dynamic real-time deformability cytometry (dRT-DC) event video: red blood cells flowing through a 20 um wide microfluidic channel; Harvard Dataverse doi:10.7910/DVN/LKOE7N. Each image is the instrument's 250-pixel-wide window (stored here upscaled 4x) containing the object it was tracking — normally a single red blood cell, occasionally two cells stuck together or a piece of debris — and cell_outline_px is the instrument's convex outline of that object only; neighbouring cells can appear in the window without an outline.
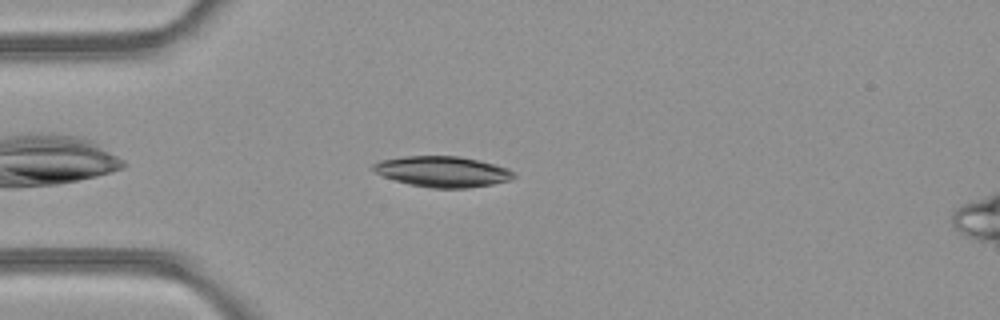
{"species": "common noctule bat (a hibernating species)", "species_latin": "Nyctalus noctula", "temperature_condition": "room temperature", "stored_images_in_passage": 40, "camera_frame_rate_fps": 3000, "um_per_image_px": 0.085, "animal": {"sex": "female", "body_mass_g": 21.9}, "frame": {"image": 1, "passage_image": 5, "time_ms": 1.333, "image_size_px": [1000, 320], "cell_outline_px": [[516, 176], [508, 180], [492, 184], [468, 188], [432, 188], [408, 184], [384, 176], [376, 172], [372, 168], [372, 164], [380, 160], [404, 156], [460, 156], [508, 168]], "centroid_in_image_um": [37.59, 14.58], "position_along_channel_um": 47.4, "area_um2": 24.91}}
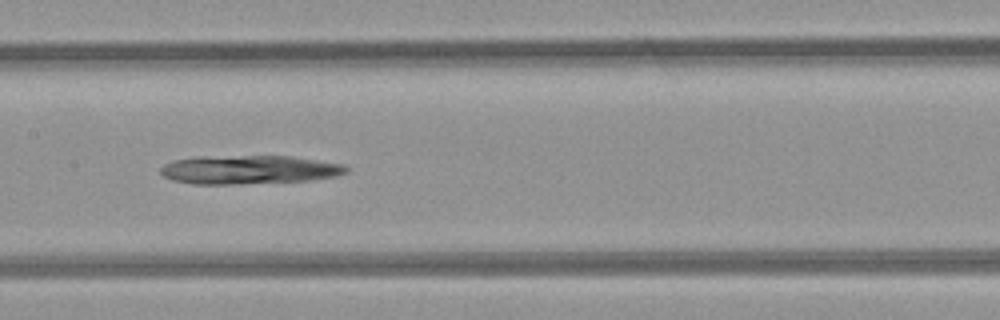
{"frame": {"image": 2, "passage_image": 16, "time_ms": 5.0, "image_size_px": [1000, 320], "cell_outline_px": [[348, 172], [336, 176], [312, 180], [232, 184], [196, 184], [172, 180], [164, 176], [160, 172], [160, 168], [164, 164], [172, 160], [196, 156], [292, 156], [344, 164], [348, 168]], "centroid_in_image_um": [21.16, 14.41], "position_along_channel_um": 186.2, "area_um2": 31.21}}
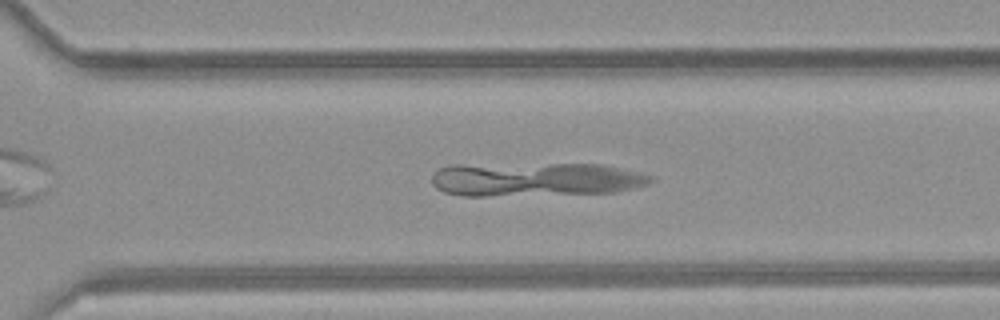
{"frame": {"image": 3, "passage_image": 26, "time_ms": 8.333, "image_size_px": [1000, 320], "cell_outline_px": [[652, 180], [648, 184], [616, 192], [484, 196], [464, 196], [444, 192], [436, 188], [432, 184], [432, 176], [440, 168], [452, 164], [604, 164], [640, 172], [652, 176]], "centroid_in_image_um": [45.49, 15.23], "position_along_channel_um": 325.1, "area_um2": 43.23}}